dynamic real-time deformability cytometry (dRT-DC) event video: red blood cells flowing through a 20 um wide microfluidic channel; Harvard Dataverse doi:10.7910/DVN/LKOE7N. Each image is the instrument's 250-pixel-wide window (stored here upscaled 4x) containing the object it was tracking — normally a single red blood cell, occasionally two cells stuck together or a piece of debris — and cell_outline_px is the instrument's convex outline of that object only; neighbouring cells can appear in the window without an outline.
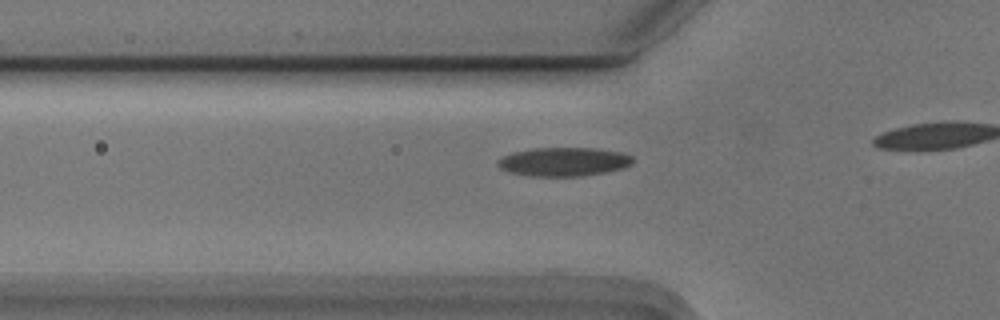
{"species": "Egyptian fruit bat (a non-hibernating species)", "species_latin": "Rousettus aegyptiacus", "temperature_condition": "cold", "stored_images_in_passage": 9, "camera_frame_rate_fps": 3000, "um_per_image_px": 0.085, "animal": {"sex": "male"}, "frame": {"image": 1, "passage_image": 4, "time_ms": 1.0, "image_size_px": [1000, 320], "cell_outline_px": [[632, 160], [624, 168], [604, 172], [580, 176], [532, 176], [508, 172], [500, 168], [496, 164], [496, 160], [512, 152], [536, 148], [592, 148], [620, 152], [632, 156]], "centroid_in_image_um": [47.85, 13.75], "position_along_channel_um": 77.9, "area_um2": 22.43}}
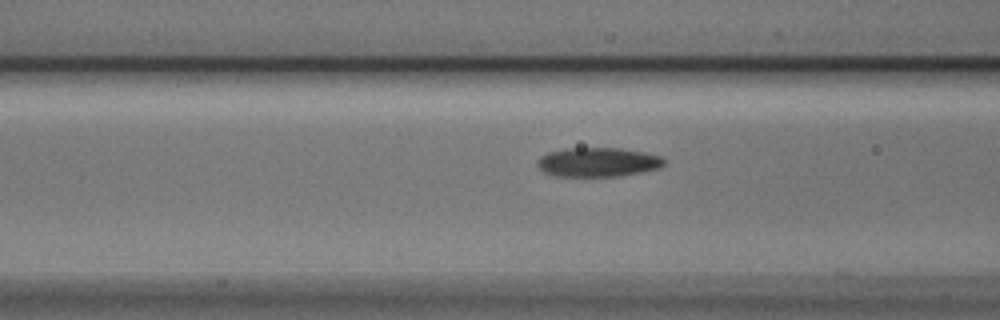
{"frame": {"image": 2, "passage_image": 7, "time_ms": 2.0, "image_size_px": [1000, 320], "cell_outline_px": [[664, 164], [660, 168], [620, 176], [552, 176], [544, 172], [536, 164], [536, 160], [540, 156], [548, 152], [564, 148], [620, 148], [644, 152], [660, 156], [664, 160]], "centroid_in_image_um": [50.78, 13.78], "position_along_channel_um": 115.8, "area_um2": 21.68}}